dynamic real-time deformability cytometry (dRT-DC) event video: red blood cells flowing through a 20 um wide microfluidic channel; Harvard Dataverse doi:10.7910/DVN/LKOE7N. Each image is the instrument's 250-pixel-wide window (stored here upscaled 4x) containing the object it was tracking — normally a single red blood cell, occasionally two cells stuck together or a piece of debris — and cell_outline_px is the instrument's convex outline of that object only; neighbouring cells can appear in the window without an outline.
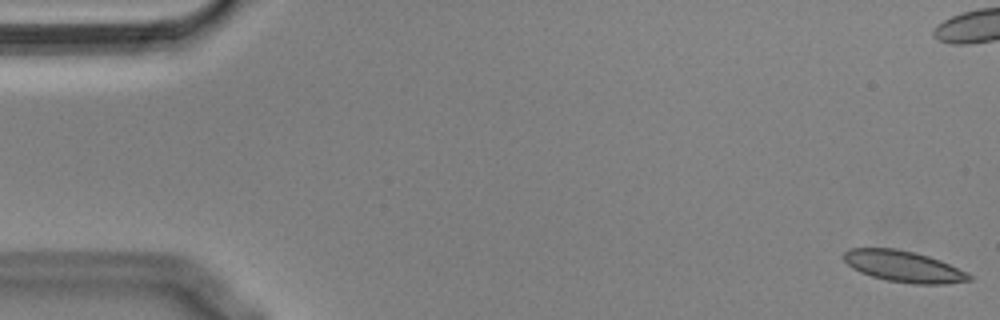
{"species": "Egyptian fruit bat (a non-hibernating species)", "species_latin": "Rousettus aegyptiacus", "temperature_condition": "cold", "stored_images_in_passage": 57, "camera_frame_rate_fps": 3000, "um_per_image_px": 0.085, "animal": {"sex": "male"}, "frame": {"image": 1, "passage_image": 1, "time_ms": 0.0, "image_size_px": [1000, 320], "cell_outline_px": [[972, 280], [944, 284], [912, 284], [888, 280], [872, 276], [860, 272], [852, 268], [844, 260], [844, 252], [848, 248], [896, 248], [928, 256], [940, 260], [968, 272], [972, 276]], "centroid_in_image_um": [76.82, 22.65], "position_along_channel_um": 8.2, "area_um2": 22.77}}
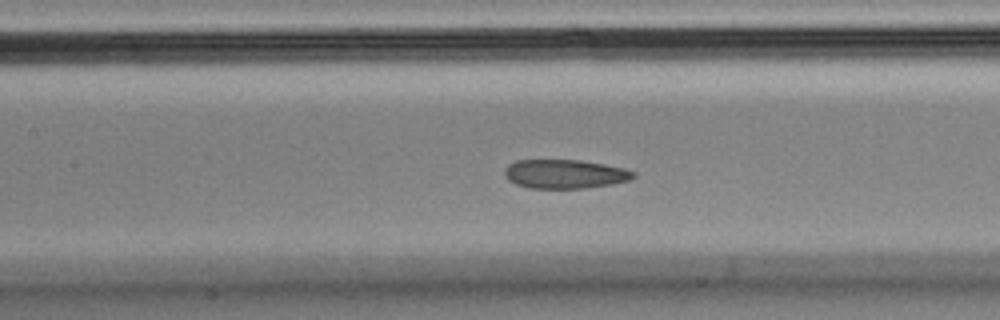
{"frame": {"image": 2, "passage_image": 25, "time_ms": 8.0, "image_size_px": [1000, 320], "cell_outline_px": [[636, 176], [628, 180], [612, 184], [584, 188], [528, 188], [516, 184], [508, 180], [504, 176], [504, 168], [508, 164], [516, 160], [580, 160], [604, 164], [624, 168], [636, 172]], "centroid_in_image_um": [47.98, 14.78], "position_along_channel_um": 159.4, "area_um2": 21.85}}
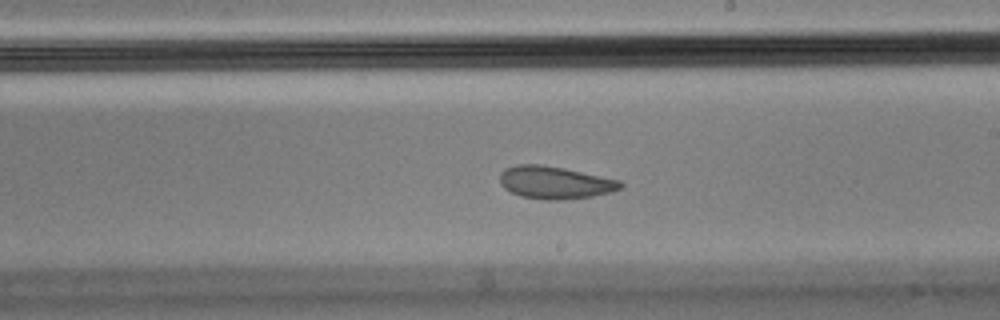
{"frame": {"image": 3, "passage_image": 32, "time_ms": 10.333, "image_size_px": [1000, 320], "cell_outline_px": [[624, 184], [620, 188], [612, 192], [592, 196], [564, 200], [544, 200], [520, 196], [504, 188], [500, 184], [500, 172], [504, 168], [516, 164], [540, 164], [564, 168], [620, 180]], "centroid_in_image_um": [47.15, 15.51], "position_along_channel_um": 241.9, "area_um2": 23.06}, "authors_computed_cell_mechanics": {"area_um2": 23.2934, "velocity_mm_per_s": 3.5435, "shape_relaxation_time_tau1_ms": null, "shape_relaxation_time_tau2_ms": 1.7529, "deformation_change_tau1": null, "deformation_change_tau2": 0.0623}}